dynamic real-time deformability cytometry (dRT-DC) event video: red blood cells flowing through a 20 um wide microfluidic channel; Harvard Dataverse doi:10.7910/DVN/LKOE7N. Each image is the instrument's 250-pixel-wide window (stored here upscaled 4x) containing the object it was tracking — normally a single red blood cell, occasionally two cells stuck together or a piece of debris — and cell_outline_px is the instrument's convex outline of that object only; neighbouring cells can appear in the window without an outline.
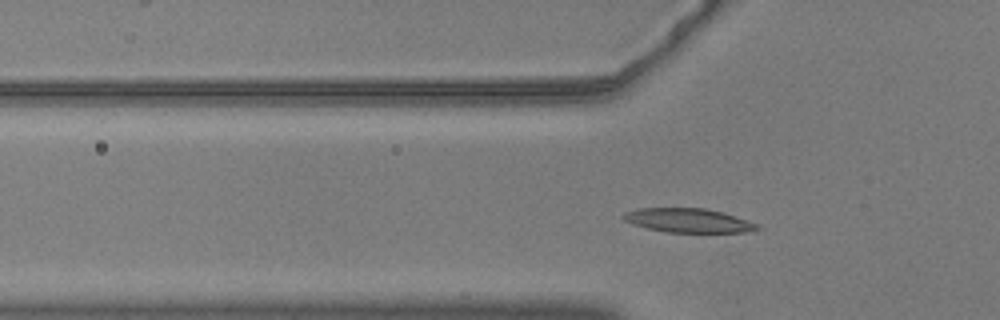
{"species": "common noctule bat (a hibernating species)", "species_latin": "Nyctalus noctula", "temperature_condition": "warm", "stored_images_in_passage": 44, "camera_frame_rate_fps": 3000, "um_per_image_px": 0.085, "animal": {"sex": "male", "body_mass_g": 20.5, "forearm_length_mm": 52.5}, "frame": {"image": 1, "passage_image": 7, "time_ms": 2.0, "image_size_px": [1000, 320], "cell_outline_px": [[760, 228], [744, 232], [668, 232], [648, 228], [632, 224], [624, 220], [620, 216], [624, 212], [640, 208], [704, 208], [724, 212], [756, 224]], "centroid_in_image_um": [58.44, 18.73], "position_along_channel_um": 67.4, "area_um2": 18.55}}
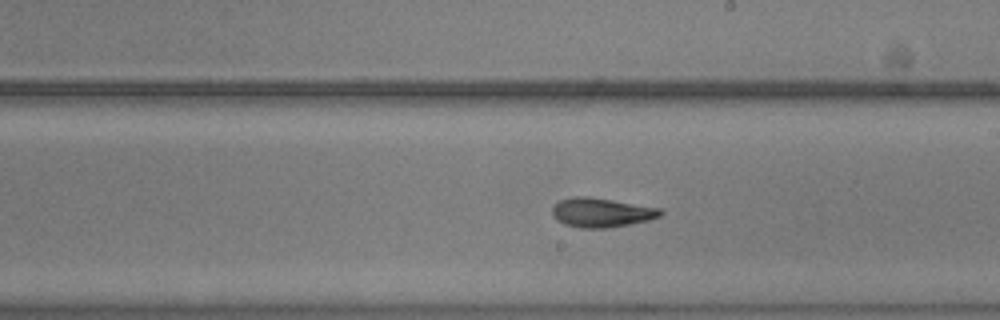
{"frame": {"image": 2, "passage_image": 21, "time_ms": 6.667, "image_size_px": [1000, 320], "cell_outline_px": [[664, 212], [660, 216], [648, 220], [628, 224], [604, 228], [580, 228], [564, 224], [556, 220], [552, 216], [552, 208], [560, 200], [572, 196], [588, 196], [660, 208]], "centroid_in_image_um": [51.08, 18.06], "position_along_channel_um": 237.9, "area_um2": 18.38}}
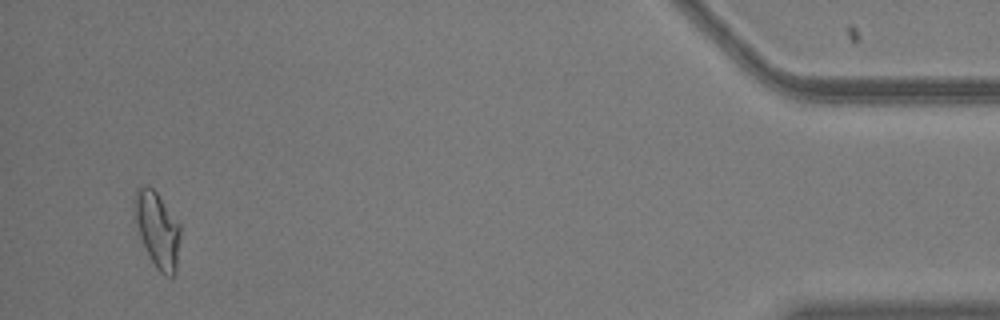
{"frame": {"image": 3, "passage_image": 42, "time_ms": 13.667, "image_size_px": [1000, 320], "cell_outline_px": [[180, 236], [176, 272], [172, 276], [164, 276], [156, 268], [140, 236], [136, 220], [136, 188], [140, 184], [144, 184], [152, 188], [156, 192], [180, 224]], "centroid_in_image_um": [13.41, 19.53], "position_along_channel_um": 421.8, "area_um2": 19.65}, "authors_computed_cell_mechanics": {"area_um2": 18.3515, "velocity_mm_per_s": 3.6725, "shape_relaxation_time_tau1_ms": null, "shape_relaxation_time_tau2_ms": 3.9329, "deformation_change_tau1": null, "deformation_change_tau2": 0.1117}}